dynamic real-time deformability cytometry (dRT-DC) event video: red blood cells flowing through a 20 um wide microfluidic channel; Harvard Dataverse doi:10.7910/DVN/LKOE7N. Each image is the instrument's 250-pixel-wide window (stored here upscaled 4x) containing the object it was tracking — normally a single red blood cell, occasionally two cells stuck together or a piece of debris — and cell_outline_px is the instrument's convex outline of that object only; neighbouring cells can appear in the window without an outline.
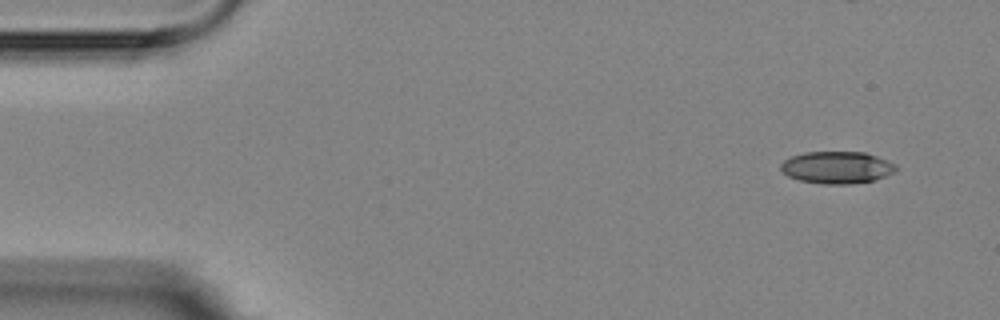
{"species": "Egyptian fruit bat (a non-hibernating species)", "species_latin": "Rousettus aegyptiacus", "temperature_condition": "room temperature", "stored_images_in_passage": 10, "camera_frame_rate_fps": 3000, "um_per_image_px": 0.085, "animal": {"sex": "female"}, "frame": {"image": 1, "passage_image": 1, "time_ms": 0.0, "image_size_px": [1000, 320], "cell_outline_px": [[900, 168], [896, 172], [876, 180], [852, 184], [824, 184], [800, 180], [788, 176], [780, 168], [780, 164], [784, 160], [792, 156], [804, 152], [864, 152], [876, 156], [896, 164]], "centroid_in_image_um": [71.18, 14.24], "position_along_channel_um": 13.8, "area_um2": 21.73}}
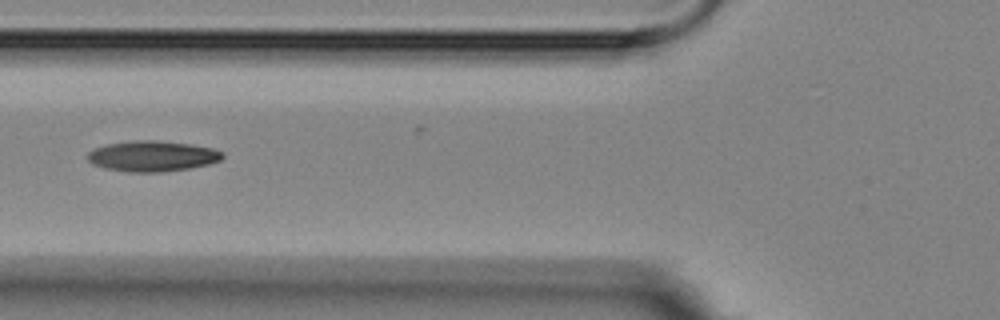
{"frame": {"image": 2, "passage_image": 6, "time_ms": 5.667, "image_size_px": [1000, 320], "cell_outline_px": [[224, 156], [220, 160], [208, 164], [188, 168], [164, 172], [128, 172], [104, 168], [92, 164], [88, 160], [88, 152], [96, 148], [108, 144], [136, 140], [156, 140], [192, 144], [212, 148], [224, 152]], "centroid_in_image_um": [12.96, 13.27], "position_along_channel_um": 112.8, "area_um2": 24.04}}
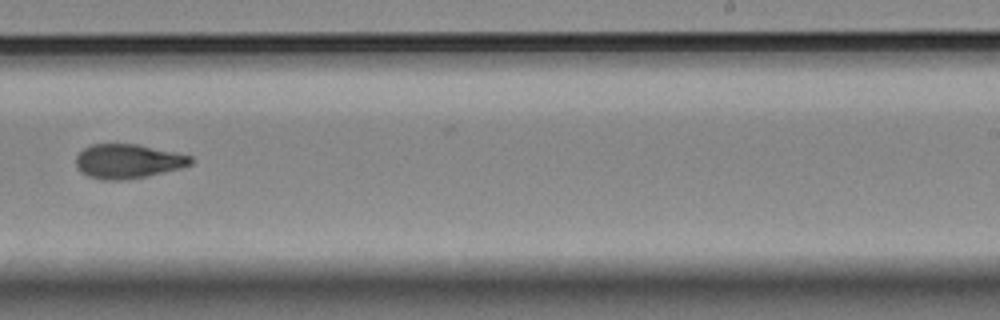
{"frame": {"image": 3, "passage_image": 10, "time_ms": 10.333, "image_size_px": [1000, 320], "cell_outline_px": [[192, 164], [180, 168], [144, 176], [124, 180], [104, 180], [88, 176], [80, 172], [76, 168], [76, 156], [88, 144], [136, 144], [176, 152], [192, 156]], "centroid_in_image_um": [10.84, 13.7], "position_along_channel_um": 278.2, "area_um2": 22.89}}